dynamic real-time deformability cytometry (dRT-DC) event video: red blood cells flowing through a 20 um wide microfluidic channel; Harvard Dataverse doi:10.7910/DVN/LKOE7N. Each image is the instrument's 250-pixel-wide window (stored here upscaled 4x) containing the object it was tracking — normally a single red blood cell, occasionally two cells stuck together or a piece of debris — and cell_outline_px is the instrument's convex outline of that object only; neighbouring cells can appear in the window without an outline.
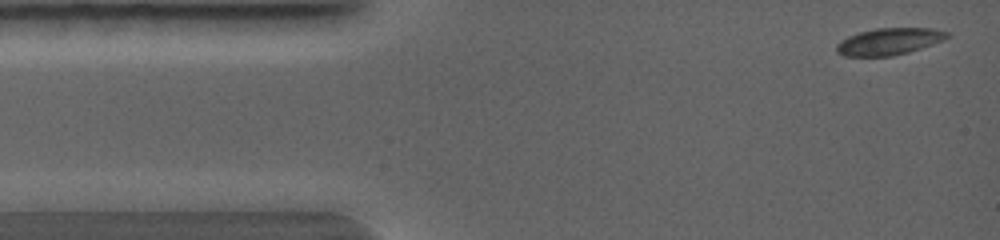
{"species": "common noctule bat (a hibernating species)", "species_latin": "Nyctalus noctula", "temperature_condition": "warm", "stored_images_in_passage": 4, "camera_frame_rate_fps": 5000, "um_per_image_px": 0.085, "animal": {"sex": "female", "body_mass_g": 19.0, "forearm_length_mm": 56.7}, "frame": {"image": 1, "passage_image": 1, "time_ms": 0.0, "image_size_px": [1000, 240], "cell_outline_px": [[948, 36], [944, 40], [908, 52], [892, 56], [844, 56], [836, 52], [836, 44], [840, 40], [848, 36], [860, 32], [876, 28], [936, 28], [948, 32]], "centroid_in_image_um": [75.55, 3.52], "position_along_channel_um": 9.5, "area_um2": 17.28}}
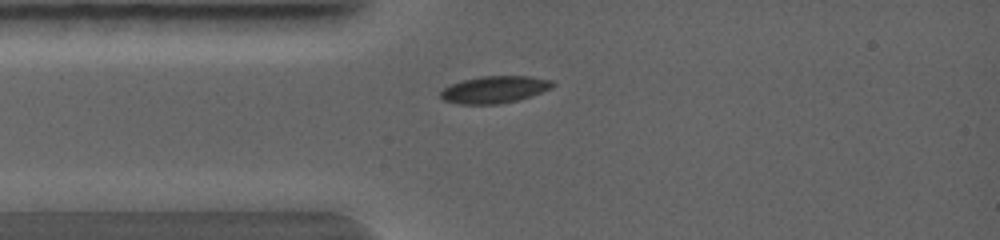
{"frame": {"image": 2, "passage_image": 3, "time_ms": 1.6, "image_size_px": [1000, 240], "cell_outline_px": [[556, 84], [552, 88], [516, 100], [500, 104], [456, 104], [444, 100], [440, 96], [440, 92], [448, 84], [480, 76], [528, 76], [552, 80]], "centroid_in_image_um": [42.0, 7.61], "position_along_channel_um": 43.0, "area_um2": 17.63}}
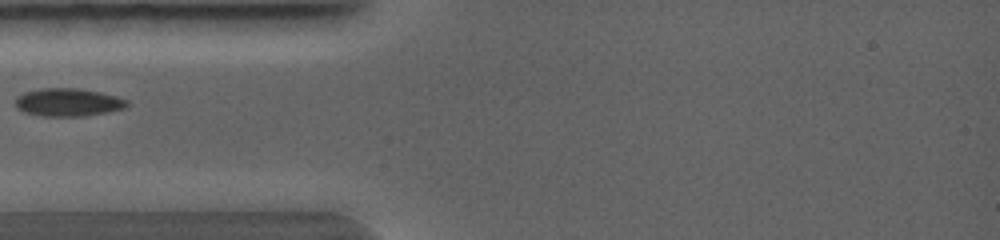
{"frame": {"image": 3, "passage_image": 4, "time_ms": 2.2, "image_size_px": [1000, 240], "cell_outline_px": [[128, 104], [124, 108], [108, 112], [84, 116], [44, 116], [24, 112], [16, 108], [16, 96], [24, 92], [40, 88], [76, 88], [100, 92], [116, 96], [128, 100]], "centroid_in_image_um": [5.77, 8.69], "position_along_channel_um": 79.2, "area_um2": 18.21}}